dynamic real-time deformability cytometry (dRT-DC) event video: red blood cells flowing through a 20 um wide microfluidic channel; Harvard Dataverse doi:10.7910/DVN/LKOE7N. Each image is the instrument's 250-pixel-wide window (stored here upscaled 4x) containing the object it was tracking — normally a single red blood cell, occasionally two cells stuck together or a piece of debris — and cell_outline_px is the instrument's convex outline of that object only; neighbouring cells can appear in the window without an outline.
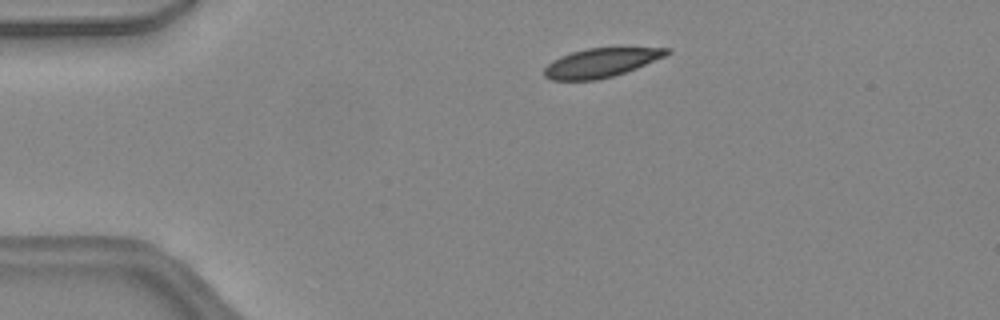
{"species": "common noctule bat (a hibernating species)", "species_latin": "Nyctalus noctula", "temperature_condition": "warm", "stored_images_in_passage": 11, "camera_frame_rate_fps": 3000, "um_per_image_px": 0.085, "animal": {"sex": "female", "body_mass_g": 24.6, "forearm_length_mm": 56.2}, "frame": {"image": 1, "passage_image": 5, "time_ms": 1.333, "image_size_px": [1000, 320], "cell_outline_px": [[672, 52], [664, 56], [636, 68], [612, 76], [596, 80], [552, 80], [544, 76], [544, 68], [552, 60], [560, 56], [572, 52], [588, 48], [668, 48]], "centroid_in_image_um": [51.03, 5.33], "position_along_channel_um": 34.0, "area_um2": 20.4}}